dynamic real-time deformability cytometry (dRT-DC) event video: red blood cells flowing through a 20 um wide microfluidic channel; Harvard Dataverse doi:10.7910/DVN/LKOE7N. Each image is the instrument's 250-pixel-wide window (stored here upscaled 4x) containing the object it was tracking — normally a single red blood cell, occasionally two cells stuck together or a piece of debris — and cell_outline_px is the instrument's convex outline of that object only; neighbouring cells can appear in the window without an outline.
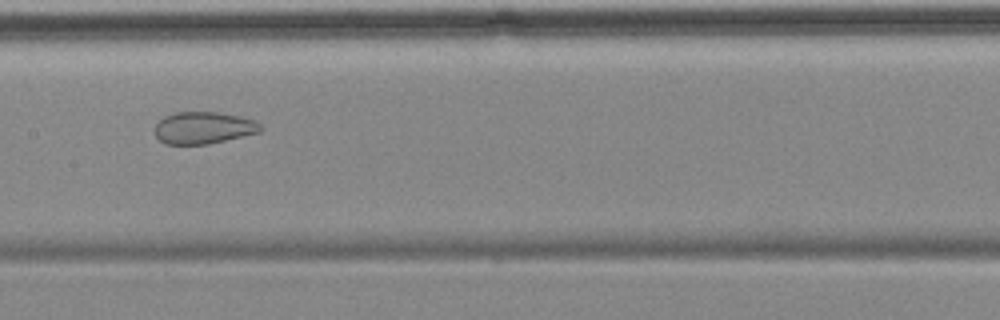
{"species": "common noctule bat (a hibernating species)", "species_latin": "Nyctalus noctula", "temperature_condition": "cold", "stored_images_in_passage": 14, "camera_frame_rate_fps": 3000, "um_per_image_px": 0.085, "animal": {"sex": "female", "body_mass_g": 18.4}, "frame": {"image": 1, "passage_image": 7, "time_ms": 8.0, "image_size_px": [1000, 320], "cell_outline_px": [[264, 128], [260, 132], [208, 144], [164, 144], [156, 136], [156, 124], [164, 116], [176, 112], [216, 112], [240, 116], [256, 120]], "centroid_in_image_um": [17.33, 10.86], "position_along_channel_um": 190.1, "area_um2": 19.71}}
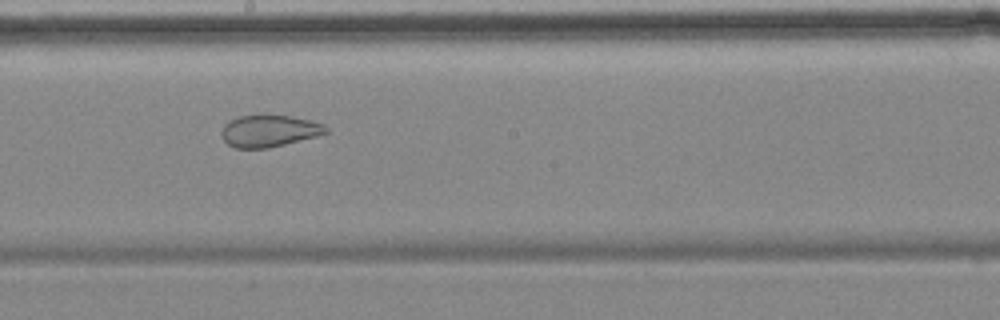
{"frame": {"image": 2, "passage_image": 8, "time_ms": 9.0, "image_size_px": [1000, 320], "cell_outline_px": [[328, 132], [316, 136], [268, 148], [236, 148], [228, 144], [224, 140], [220, 132], [224, 124], [240, 116], [260, 112], [292, 116], [324, 124], [328, 128]], "centroid_in_image_um": [22.85, 11.09], "position_along_channel_um": 225.3, "area_um2": 19.77}, "authors_computed_cell_mechanics": {"area_um2": 26.3857, "velocity_mm_per_s": 3.5424, "shape_relaxation_time_tau1_ms": null, "shape_relaxation_time_tau2_ms": 1.1854, "deformation_change_tau1": null, "deformation_change_tau2": 0.0573}}